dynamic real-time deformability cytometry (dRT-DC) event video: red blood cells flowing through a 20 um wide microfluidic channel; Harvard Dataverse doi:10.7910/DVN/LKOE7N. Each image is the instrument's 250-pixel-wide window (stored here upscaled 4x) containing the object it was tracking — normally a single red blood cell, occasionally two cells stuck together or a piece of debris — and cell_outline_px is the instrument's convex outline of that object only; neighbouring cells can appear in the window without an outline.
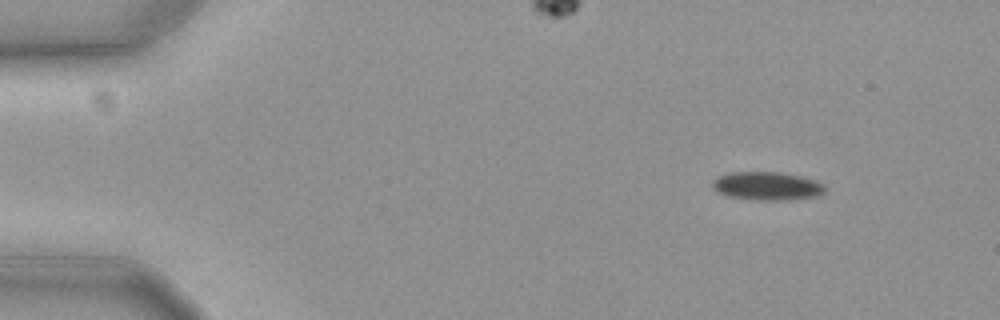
{"species": "common noctule bat (a hibernating species)", "species_latin": "Nyctalus noctula", "temperature_condition": "cold", "stored_images_in_passage": 12, "camera_frame_rate_fps": 3000, "um_per_image_px": 0.085, "animal": {"sex": "female", "body_mass_g": 19.3, "forearm_length_mm": 54.1}, "frame": {"image": 1, "passage_image": 4, "time_ms": 1.0, "image_size_px": [1000, 320], "cell_outline_px": [[824, 192], [816, 196], [788, 200], [756, 200], [724, 196], [716, 192], [712, 184], [712, 180], [728, 172], [780, 172], [800, 176], [816, 180], [824, 184]], "centroid_in_image_um": [65.17, 15.81], "position_along_channel_um": 19.8, "area_um2": 18.73}}